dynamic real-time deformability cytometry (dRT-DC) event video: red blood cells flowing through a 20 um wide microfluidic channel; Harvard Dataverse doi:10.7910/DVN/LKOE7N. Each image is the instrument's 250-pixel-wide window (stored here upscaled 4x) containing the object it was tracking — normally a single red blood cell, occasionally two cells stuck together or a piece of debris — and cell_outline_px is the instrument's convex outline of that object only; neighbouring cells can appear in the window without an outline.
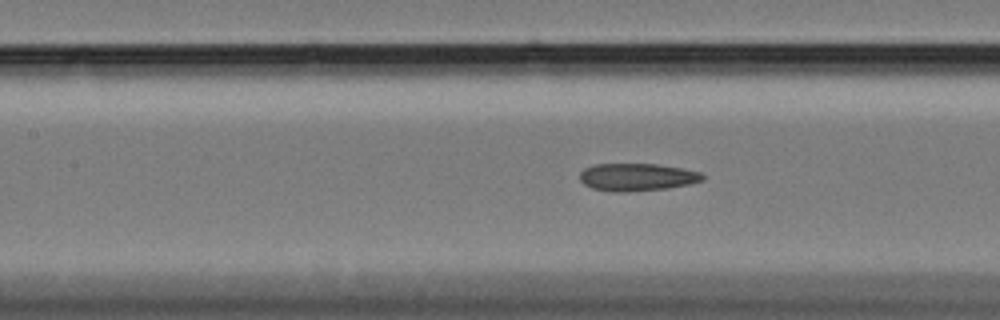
{"species": "Egyptian fruit bat (a non-hibernating species)", "species_latin": "Rousettus aegyptiacus", "temperature_condition": "cold", "stored_images_in_passage": 48, "camera_frame_rate_fps": 3000, "um_per_image_px": 0.085, "animal": {"sex": "female"}, "frame": {"image": 1, "passage_image": 26, "time_ms": 8.333, "image_size_px": [1000, 320], "cell_outline_px": [[704, 180], [688, 184], [668, 188], [628, 192], [612, 192], [592, 188], [584, 184], [580, 180], [580, 172], [584, 168], [596, 164], [656, 164], [680, 168], [700, 172], [704, 176]], "centroid_in_image_um": [54.12, 15.06], "position_along_channel_um": 153.3, "area_um2": 19.71}}
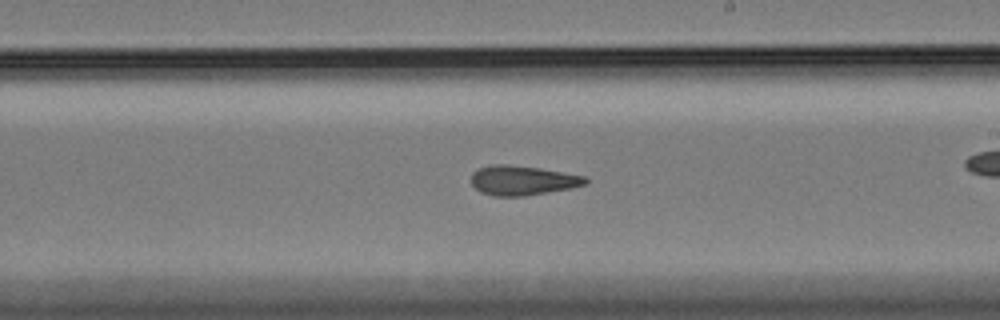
{"frame": {"image": 2, "passage_image": 34, "time_ms": 11.0, "image_size_px": [1000, 320], "cell_outline_px": [[588, 184], [572, 188], [524, 196], [492, 196], [480, 192], [472, 184], [472, 172], [480, 168], [492, 164], [508, 164], [540, 168], [588, 176]], "centroid_in_image_um": [44.45, 15.33], "position_along_channel_um": 244.5, "area_um2": 19.88}}
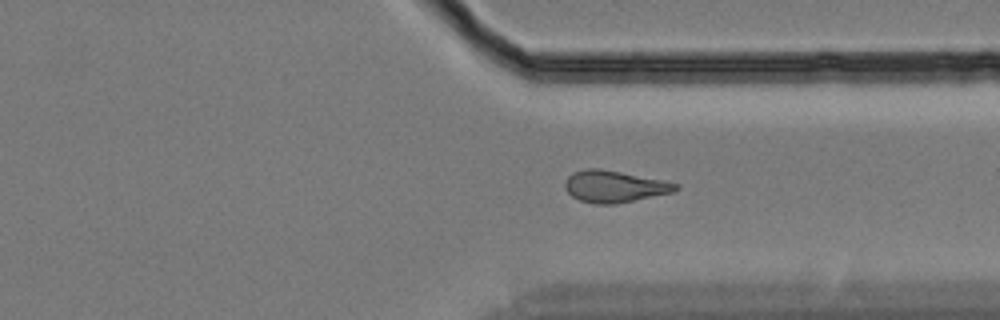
{"frame": {"image": 3, "passage_image": 44, "time_ms": 14.333, "image_size_px": [1000, 320], "cell_outline_px": [[680, 188], [672, 192], [616, 204], [596, 204], [580, 200], [572, 196], [564, 188], [564, 184], [568, 176], [572, 172], [588, 168], [600, 168], [664, 180], [680, 184]], "centroid_in_image_um": [52.22, 15.84], "position_along_channel_um": 359.2, "area_um2": 20.52}}